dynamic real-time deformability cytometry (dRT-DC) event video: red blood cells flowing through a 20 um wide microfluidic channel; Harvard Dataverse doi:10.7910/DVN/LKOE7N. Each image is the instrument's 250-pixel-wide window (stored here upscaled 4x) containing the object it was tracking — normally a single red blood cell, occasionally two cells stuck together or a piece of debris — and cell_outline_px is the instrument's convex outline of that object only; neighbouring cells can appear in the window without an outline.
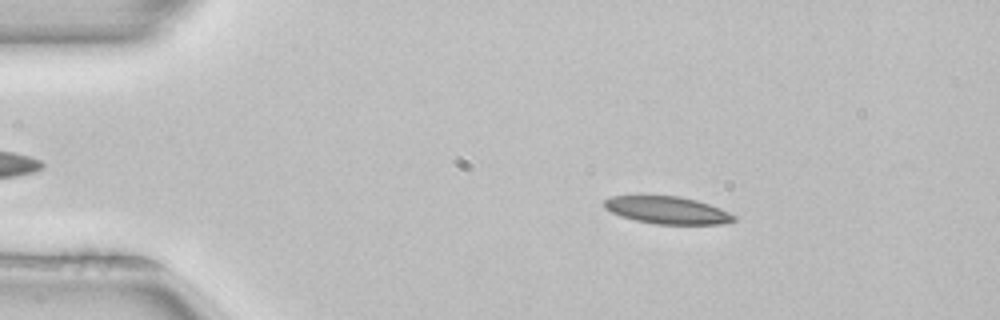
{"species": "common noctule bat (a hibernating species)", "species_latin": "Nyctalus noctula", "temperature_condition": "room temperature", "stored_images_in_passage": 51, "camera_frame_rate_fps": 3000, "um_per_image_px": 0.085, "animal": {"sex": "female", "body_mass_g": 22.7, "forearm_length_mm": 54.2}, "frame": {"image": 1, "passage_image": 8, "time_ms": 2.333, "image_size_px": [1000, 320], "cell_outline_px": [[736, 220], [720, 224], [656, 224], [636, 220], [620, 216], [604, 208], [604, 200], [612, 196], [676, 196], [696, 200], [720, 208], [736, 216]], "centroid_in_image_um": [56.71, 17.87], "position_along_channel_um": 28.3, "area_um2": 20.46}}
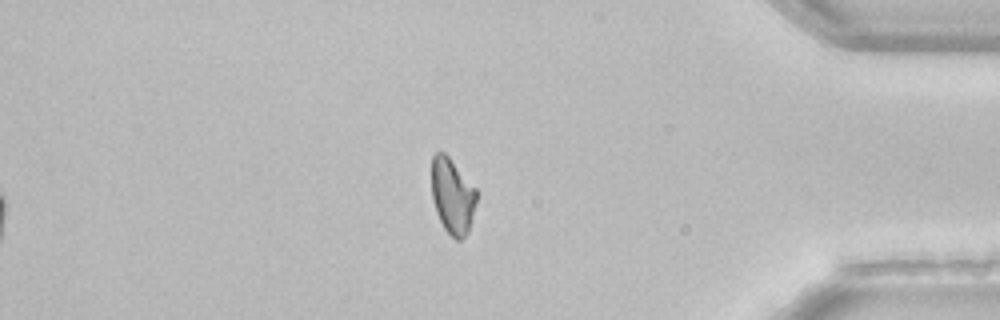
{"frame": {"image": 2, "passage_image": 43, "time_ms": 14.0, "image_size_px": [1000, 320], "cell_outline_px": [[476, 204], [472, 220], [468, 232], [460, 240], [456, 240], [444, 228], [436, 212], [432, 200], [432, 156], [436, 152], [444, 152], [448, 156], [476, 188]], "centroid_in_image_um": [38.45, 16.66], "position_along_channel_um": 396.7, "area_um2": 19.71}}